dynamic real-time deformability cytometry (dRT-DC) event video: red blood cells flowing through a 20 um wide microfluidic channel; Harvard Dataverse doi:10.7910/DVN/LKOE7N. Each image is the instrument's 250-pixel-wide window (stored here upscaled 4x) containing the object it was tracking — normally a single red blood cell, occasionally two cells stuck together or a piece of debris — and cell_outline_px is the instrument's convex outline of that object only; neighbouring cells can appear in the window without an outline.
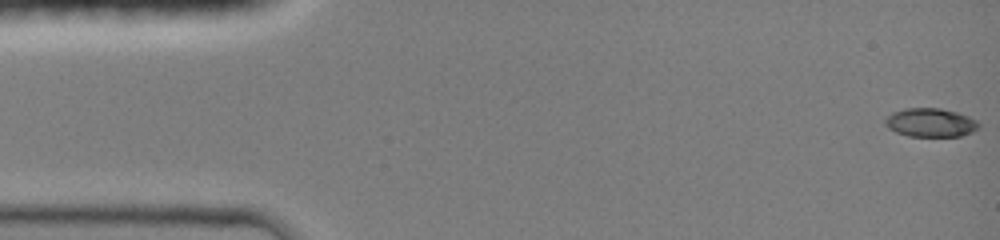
{"species": "common noctule bat (a hibernating species)", "species_latin": "Nyctalus noctula", "temperature_condition": "room temperature", "stored_images_in_passage": 46, "camera_frame_rate_fps": 3000, "um_per_image_px": 0.085, "animal": {"sex": "female", "body_mass_g": 19.0, "forearm_length_mm": 51.5}, "frame": {"image": 1, "passage_image": 1, "time_ms": 0.0, "image_size_px": [1000, 240], "cell_outline_px": [[980, 128], [972, 132], [960, 136], [908, 136], [896, 132], [888, 128], [884, 124], [884, 120], [892, 112], [904, 108], [940, 108], [956, 112], [968, 116], [976, 120], [980, 124]], "centroid_in_image_um": [79.09, 10.42], "position_along_channel_um": 5.9, "area_um2": 15.72}}
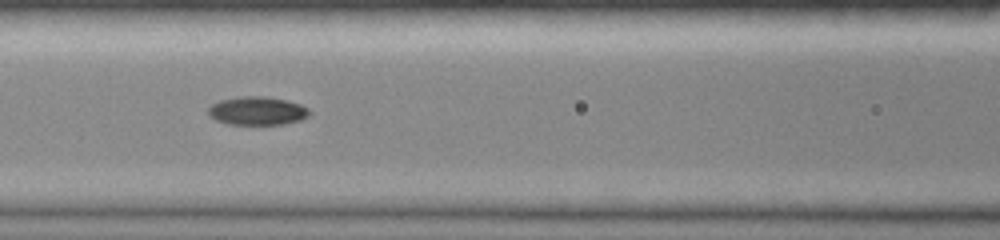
{"frame": {"image": 2, "passage_image": 20, "time_ms": 6.333, "image_size_px": [1000, 240], "cell_outline_px": [[308, 116], [300, 120], [280, 124], [228, 124], [216, 120], [208, 116], [208, 108], [212, 104], [220, 100], [240, 96], [264, 96], [288, 100], [300, 104], [308, 108]], "centroid_in_image_um": [21.83, 9.41], "position_along_channel_um": 144.8, "area_um2": 16.7}}
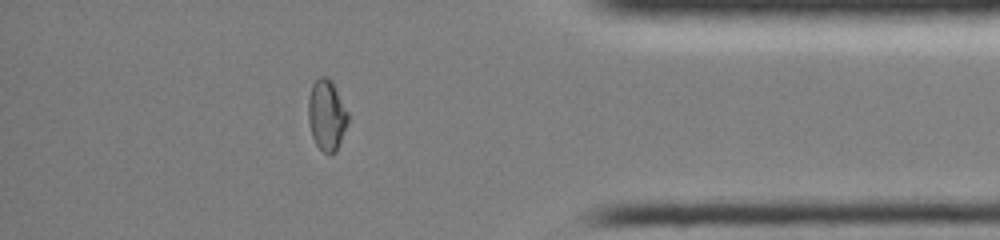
{"frame": {"image": 3, "passage_image": 40, "time_ms": 13.0, "image_size_px": [1000, 240], "cell_outline_px": [[348, 120], [336, 152], [328, 156], [316, 144], [312, 136], [308, 120], [308, 100], [312, 84], [320, 76], [324, 76], [332, 80], [348, 112]], "centroid_in_image_um": [27.76, 9.78], "position_along_channel_um": 407.4, "area_um2": 16.36}, "authors_computed_cell_mechanics": {"area_um2": 16.4152, "velocity_mm_per_s": 4.1889, "shape_relaxation_time_tau1_ms": null, "shape_relaxation_time_tau2_ms": 2.515, "deformation_change_tau1": null, "deformation_change_tau2": 0.0393}}